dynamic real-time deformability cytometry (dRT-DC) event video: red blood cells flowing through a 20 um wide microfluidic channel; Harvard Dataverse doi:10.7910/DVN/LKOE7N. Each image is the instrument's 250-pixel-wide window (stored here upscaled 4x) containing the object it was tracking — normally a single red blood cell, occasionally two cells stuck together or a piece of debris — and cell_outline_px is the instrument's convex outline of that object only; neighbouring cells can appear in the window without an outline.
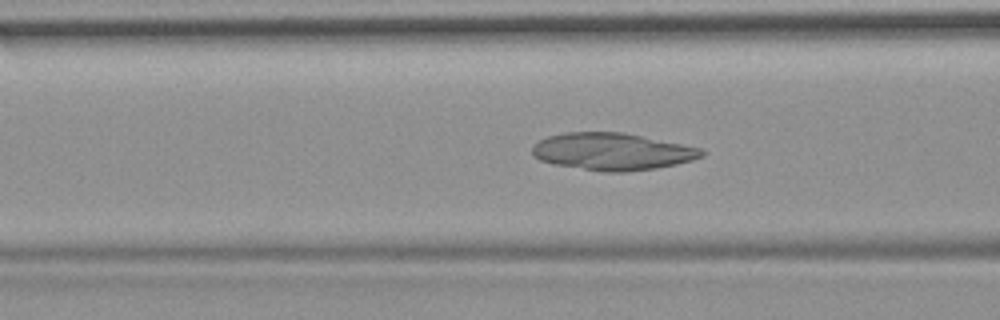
{"species": "common noctule bat (a hibernating species)", "species_latin": "Nyctalus noctula", "temperature_condition": "room temperature", "stored_images_in_passage": 43, "camera_frame_rate_fps": 3000, "um_per_image_px": 0.085, "animal": {"sex": "female", "body_mass_g": 19.9}, "frame": {"image": 1, "passage_image": 20, "time_ms": 6.333, "image_size_px": [1000, 320], "cell_outline_px": [[704, 156], [692, 160], [676, 164], [656, 168], [624, 172], [604, 172], [552, 164], [540, 160], [532, 156], [532, 148], [540, 140], [548, 136], [564, 132], [620, 132], [700, 148], [704, 152]], "centroid_in_image_um": [52.0, 12.89], "position_along_channel_um": 114.6, "area_um2": 36.41}}
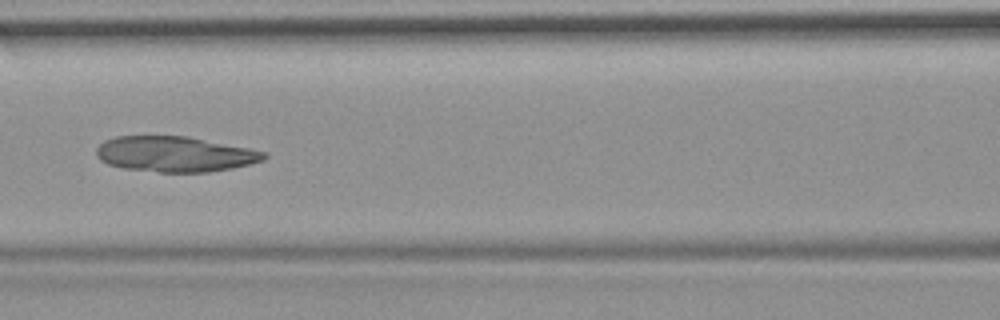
{"frame": {"image": 2, "passage_image": 23, "time_ms": 7.333, "image_size_px": [1000, 320], "cell_outline_px": [[268, 156], [264, 160], [232, 168], [208, 172], [160, 172], [124, 168], [108, 164], [100, 160], [96, 156], [96, 148], [104, 140], [116, 136], [188, 136], [268, 152]], "centroid_in_image_um": [14.86, 13.09], "position_along_channel_um": 151.7, "area_um2": 34.68}}
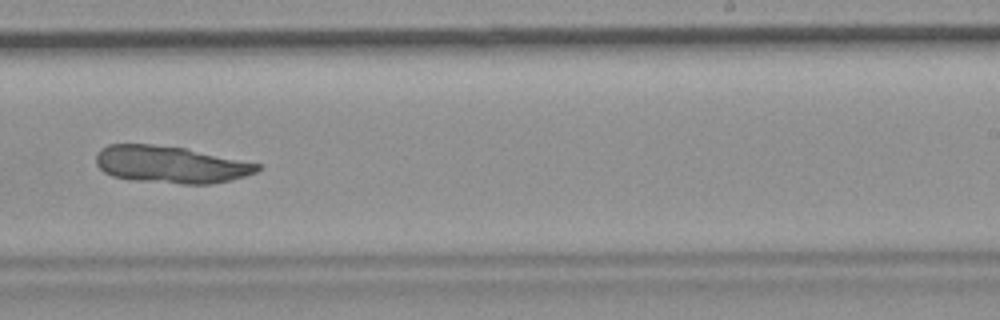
{"frame": {"image": 3, "passage_image": 33, "time_ms": 10.667, "image_size_px": [1000, 320], "cell_outline_px": [[260, 168], [256, 172], [232, 180], [208, 184], [180, 184], [128, 180], [112, 176], [104, 172], [96, 164], [96, 156], [100, 148], [108, 144], [152, 144], [184, 148], [260, 164]], "centroid_in_image_um": [14.45, 13.99], "position_along_channel_um": 274.6, "area_um2": 34.91}}